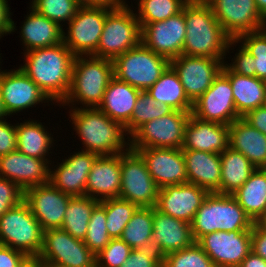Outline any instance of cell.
Segmentation results:
<instances>
[{"label":"cell","mask_w":266,"mask_h":267,"mask_svg":"<svg viewBox=\"0 0 266 267\" xmlns=\"http://www.w3.org/2000/svg\"><path fill=\"white\" fill-rule=\"evenodd\" d=\"M8 0H0V40L8 34L18 31L17 24L12 18L11 6Z\"/></svg>","instance_id":"f907efd6"},{"label":"cell","mask_w":266,"mask_h":267,"mask_svg":"<svg viewBox=\"0 0 266 267\" xmlns=\"http://www.w3.org/2000/svg\"><path fill=\"white\" fill-rule=\"evenodd\" d=\"M253 57L255 77L266 79V28L240 35L237 39Z\"/></svg>","instance_id":"ee69618b"},{"label":"cell","mask_w":266,"mask_h":267,"mask_svg":"<svg viewBox=\"0 0 266 267\" xmlns=\"http://www.w3.org/2000/svg\"><path fill=\"white\" fill-rule=\"evenodd\" d=\"M153 207H139L126 227L120 239L132 249L152 248Z\"/></svg>","instance_id":"8d00e7d4"},{"label":"cell","mask_w":266,"mask_h":267,"mask_svg":"<svg viewBox=\"0 0 266 267\" xmlns=\"http://www.w3.org/2000/svg\"><path fill=\"white\" fill-rule=\"evenodd\" d=\"M190 115L191 112L174 110L145 123L130 137V148H182Z\"/></svg>","instance_id":"8fae6325"},{"label":"cell","mask_w":266,"mask_h":267,"mask_svg":"<svg viewBox=\"0 0 266 267\" xmlns=\"http://www.w3.org/2000/svg\"><path fill=\"white\" fill-rule=\"evenodd\" d=\"M220 194L233 195L257 169L241 152L228 147L220 154Z\"/></svg>","instance_id":"d6a6232c"},{"label":"cell","mask_w":266,"mask_h":267,"mask_svg":"<svg viewBox=\"0 0 266 267\" xmlns=\"http://www.w3.org/2000/svg\"><path fill=\"white\" fill-rule=\"evenodd\" d=\"M113 77L112 60L93 55L76 56L70 88L59 108H98Z\"/></svg>","instance_id":"3957f363"},{"label":"cell","mask_w":266,"mask_h":267,"mask_svg":"<svg viewBox=\"0 0 266 267\" xmlns=\"http://www.w3.org/2000/svg\"><path fill=\"white\" fill-rule=\"evenodd\" d=\"M192 115L203 121L224 125L241 118L235 108L229 78L221 71L212 85L193 102Z\"/></svg>","instance_id":"2e32d148"},{"label":"cell","mask_w":266,"mask_h":267,"mask_svg":"<svg viewBox=\"0 0 266 267\" xmlns=\"http://www.w3.org/2000/svg\"><path fill=\"white\" fill-rule=\"evenodd\" d=\"M5 118L0 120V156L17 150V132L15 123Z\"/></svg>","instance_id":"681fc988"},{"label":"cell","mask_w":266,"mask_h":267,"mask_svg":"<svg viewBox=\"0 0 266 267\" xmlns=\"http://www.w3.org/2000/svg\"><path fill=\"white\" fill-rule=\"evenodd\" d=\"M186 23L182 54L204 56L225 61L226 48L231 40L207 4L188 2L183 7Z\"/></svg>","instance_id":"277c9868"},{"label":"cell","mask_w":266,"mask_h":267,"mask_svg":"<svg viewBox=\"0 0 266 267\" xmlns=\"http://www.w3.org/2000/svg\"><path fill=\"white\" fill-rule=\"evenodd\" d=\"M128 2L107 13L100 42L93 56L113 61L141 43V26Z\"/></svg>","instance_id":"8992f818"},{"label":"cell","mask_w":266,"mask_h":267,"mask_svg":"<svg viewBox=\"0 0 266 267\" xmlns=\"http://www.w3.org/2000/svg\"><path fill=\"white\" fill-rule=\"evenodd\" d=\"M234 47L237 49L235 50ZM229 53H233L235 56L232 55V57ZM226 58L229 59V61H227ZM224 65L231 72L248 77H255L254 57L236 40H230L228 42Z\"/></svg>","instance_id":"f6af8a7d"},{"label":"cell","mask_w":266,"mask_h":267,"mask_svg":"<svg viewBox=\"0 0 266 267\" xmlns=\"http://www.w3.org/2000/svg\"><path fill=\"white\" fill-rule=\"evenodd\" d=\"M136 7L131 6L140 24L159 22L172 17L182 11L184 0H133ZM135 7V9H134Z\"/></svg>","instance_id":"f35d334b"},{"label":"cell","mask_w":266,"mask_h":267,"mask_svg":"<svg viewBox=\"0 0 266 267\" xmlns=\"http://www.w3.org/2000/svg\"><path fill=\"white\" fill-rule=\"evenodd\" d=\"M152 248L163 258L164 256L185 249L195 240L191 224L169 216L153 207Z\"/></svg>","instance_id":"cb8c5ba5"},{"label":"cell","mask_w":266,"mask_h":267,"mask_svg":"<svg viewBox=\"0 0 266 267\" xmlns=\"http://www.w3.org/2000/svg\"><path fill=\"white\" fill-rule=\"evenodd\" d=\"M229 147V125L203 121L190 115L185 126L182 150L221 154Z\"/></svg>","instance_id":"484cf974"},{"label":"cell","mask_w":266,"mask_h":267,"mask_svg":"<svg viewBox=\"0 0 266 267\" xmlns=\"http://www.w3.org/2000/svg\"><path fill=\"white\" fill-rule=\"evenodd\" d=\"M253 222L266 214V168H257L233 194Z\"/></svg>","instance_id":"836d02e7"},{"label":"cell","mask_w":266,"mask_h":267,"mask_svg":"<svg viewBox=\"0 0 266 267\" xmlns=\"http://www.w3.org/2000/svg\"><path fill=\"white\" fill-rule=\"evenodd\" d=\"M258 223L266 229V214L258 221Z\"/></svg>","instance_id":"94428289"},{"label":"cell","mask_w":266,"mask_h":267,"mask_svg":"<svg viewBox=\"0 0 266 267\" xmlns=\"http://www.w3.org/2000/svg\"><path fill=\"white\" fill-rule=\"evenodd\" d=\"M99 201L89 196L71 197L65 211L61 229L76 239L84 240L93 209Z\"/></svg>","instance_id":"d590c367"},{"label":"cell","mask_w":266,"mask_h":267,"mask_svg":"<svg viewBox=\"0 0 266 267\" xmlns=\"http://www.w3.org/2000/svg\"><path fill=\"white\" fill-rule=\"evenodd\" d=\"M141 43L169 60L182 55L186 23L183 9L164 21L140 24Z\"/></svg>","instance_id":"d6986e66"},{"label":"cell","mask_w":266,"mask_h":267,"mask_svg":"<svg viewBox=\"0 0 266 267\" xmlns=\"http://www.w3.org/2000/svg\"><path fill=\"white\" fill-rule=\"evenodd\" d=\"M43 264L64 267H96V256L84 241L61 228L43 231V246L38 256Z\"/></svg>","instance_id":"7c38bea8"},{"label":"cell","mask_w":266,"mask_h":267,"mask_svg":"<svg viewBox=\"0 0 266 267\" xmlns=\"http://www.w3.org/2000/svg\"><path fill=\"white\" fill-rule=\"evenodd\" d=\"M131 251L132 248L120 238L111 239L107 246L96 255V267H121Z\"/></svg>","instance_id":"bcb514c9"},{"label":"cell","mask_w":266,"mask_h":267,"mask_svg":"<svg viewBox=\"0 0 266 267\" xmlns=\"http://www.w3.org/2000/svg\"><path fill=\"white\" fill-rule=\"evenodd\" d=\"M29 6L63 28L76 15L80 3L79 0H30Z\"/></svg>","instance_id":"60d3db41"},{"label":"cell","mask_w":266,"mask_h":267,"mask_svg":"<svg viewBox=\"0 0 266 267\" xmlns=\"http://www.w3.org/2000/svg\"><path fill=\"white\" fill-rule=\"evenodd\" d=\"M212 1H214V0H193V2H195V3L207 4V5H209Z\"/></svg>","instance_id":"6125c7cd"},{"label":"cell","mask_w":266,"mask_h":267,"mask_svg":"<svg viewBox=\"0 0 266 267\" xmlns=\"http://www.w3.org/2000/svg\"><path fill=\"white\" fill-rule=\"evenodd\" d=\"M209 192L192 183L159 189L156 208L169 216L192 223Z\"/></svg>","instance_id":"603a6c76"},{"label":"cell","mask_w":266,"mask_h":267,"mask_svg":"<svg viewBox=\"0 0 266 267\" xmlns=\"http://www.w3.org/2000/svg\"><path fill=\"white\" fill-rule=\"evenodd\" d=\"M254 222L233 195L209 193L191 223L197 242L202 236L216 231L252 230Z\"/></svg>","instance_id":"5b68a950"},{"label":"cell","mask_w":266,"mask_h":267,"mask_svg":"<svg viewBox=\"0 0 266 267\" xmlns=\"http://www.w3.org/2000/svg\"><path fill=\"white\" fill-rule=\"evenodd\" d=\"M75 137L82 145L79 150L98 156L123 153L130 148V137L124 126L109 118L98 108H66Z\"/></svg>","instance_id":"7a4b0ae2"},{"label":"cell","mask_w":266,"mask_h":267,"mask_svg":"<svg viewBox=\"0 0 266 267\" xmlns=\"http://www.w3.org/2000/svg\"><path fill=\"white\" fill-rule=\"evenodd\" d=\"M162 267H216L201 246L192 245L162 258Z\"/></svg>","instance_id":"7bdbcfd3"},{"label":"cell","mask_w":266,"mask_h":267,"mask_svg":"<svg viewBox=\"0 0 266 267\" xmlns=\"http://www.w3.org/2000/svg\"><path fill=\"white\" fill-rule=\"evenodd\" d=\"M121 267H162V257L154 248L132 249Z\"/></svg>","instance_id":"c3c4849f"},{"label":"cell","mask_w":266,"mask_h":267,"mask_svg":"<svg viewBox=\"0 0 266 267\" xmlns=\"http://www.w3.org/2000/svg\"><path fill=\"white\" fill-rule=\"evenodd\" d=\"M263 107H265L266 108V98H265V102H264V106Z\"/></svg>","instance_id":"003e7915"},{"label":"cell","mask_w":266,"mask_h":267,"mask_svg":"<svg viewBox=\"0 0 266 267\" xmlns=\"http://www.w3.org/2000/svg\"><path fill=\"white\" fill-rule=\"evenodd\" d=\"M24 21L19 26V38L23 45V52L51 47L63 42V28L54 21L37 13L28 6ZM21 28V29H20Z\"/></svg>","instance_id":"4316f807"},{"label":"cell","mask_w":266,"mask_h":267,"mask_svg":"<svg viewBox=\"0 0 266 267\" xmlns=\"http://www.w3.org/2000/svg\"><path fill=\"white\" fill-rule=\"evenodd\" d=\"M137 151L159 189L188 182L182 148H141Z\"/></svg>","instance_id":"44dd1931"},{"label":"cell","mask_w":266,"mask_h":267,"mask_svg":"<svg viewBox=\"0 0 266 267\" xmlns=\"http://www.w3.org/2000/svg\"><path fill=\"white\" fill-rule=\"evenodd\" d=\"M5 118H9V116L7 115V112L5 111V108L3 106L2 95L0 90V120H4Z\"/></svg>","instance_id":"91938a15"},{"label":"cell","mask_w":266,"mask_h":267,"mask_svg":"<svg viewBox=\"0 0 266 267\" xmlns=\"http://www.w3.org/2000/svg\"><path fill=\"white\" fill-rule=\"evenodd\" d=\"M51 159L27 156L19 150L0 156V177L15 182L23 191L50 183Z\"/></svg>","instance_id":"7402d4cb"},{"label":"cell","mask_w":266,"mask_h":267,"mask_svg":"<svg viewBox=\"0 0 266 267\" xmlns=\"http://www.w3.org/2000/svg\"><path fill=\"white\" fill-rule=\"evenodd\" d=\"M71 197L51 183L33 186L24 191V201L29 205L43 231L62 227Z\"/></svg>","instance_id":"ffe728a7"},{"label":"cell","mask_w":266,"mask_h":267,"mask_svg":"<svg viewBox=\"0 0 266 267\" xmlns=\"http://www.w3.org/2000/svg\"><path fill=\"white\" fill-rule=\"evenodd\" d=\"M77 150V151H75ZM62 161L50 163V183L72 197L85 196L88 174L98 155L75 149ZM57 163V164H55Z\"/></svg>","instance_id":"ac0fdd59"},{"label":"cell","mask_w":266,"mask_h":267,"mask_svg":"<svg viewBox=\"0 0 266 267\" xmlns=\"http://www.w3.org/2000/svg\"><path fill=\"white\" fill-rule=\"evenodd\" d=\"M188 183L195 184L209 193L220 194V154L206 151L182 150Z\"/></svg>","instance_id":"f1b7e54d"},{"label":"cell","mask_w":266,"mask_h":267,"mask_svg":"<svg viewBox=\"0 0 266 267\" xmlns=\"http://www.w3.org/2000/svg\"><path fill=\"white\" fill-rule=\"evenodd\" d=\"M229 147L241 152L256 168H266V135L242 117L229 125Z\"/></svg>","instance_id":"f546056e"},{"label":"cell","mask_w":266,"mask_h":267,"mask_svg":"<svg viewBox=\"0 0 266 267\" xmlns=\"http://www.w3.org/2000/svg\"><path fill=\"white\" fill-rule=\"evenodd\" d=\"M223 65L224 62L216 58L183 54L170 60V66L177 73L184 92L192 103L212 85Z\"/></svg>","instance_id":"9a60e30c"},{"label":"cell","mask_w":266,"mask_h":267,"mask_svg":"<svg viewBox=\"0 0 266 267\" xmlns=\"http://www.w3.org/2000/svg\"><path fill=\"white\" fill-rule=\"evenodd\" d=\"M197 243L216 267H238L251 252V230L216 231L202 236Z\"/></svg>","instance_id":"e0dca14e"},{"label":"cell","mask_w":266,"mask_h":267,"mask_svg":"<svg viewBox=\"0 0 266 267\" xmlns=\"http://www.w3.org/2000/svg\"><path fill=\"white\" fill-rule=\"evenodd\" d=\"M1 55H2V53H0V70L3 69V68H2V67H3V66H2V65H3V63H2V62H3V59H2V56H1ZM1 60H2V61H1ZM1 64H2V65H1Z\"/></svg>","instance_id":"e7e4bbea"},{"label":"cell","mask_w":266,"mask_h":267,"mask_svg":"<svg viewBox=\"0 0 266 267\" xmlns=\"http://www.w3.org/2000/svg\"><path fill=\"white\" fill-rule=\"evenodd\" d=\"M99 204L106 210V227L111 239L121 237L123 229L139 208L132 202L119 197L99 201Z\"/></svg>","instance_id":"ab89813d"},{"label":"cell","mask_w":266,"mask_h":267,"mask_svg":"<svg viewBox=\"0 0 266 267\" xmlns=\"http://www.w3.org/2000/svg\"><path fill=\"white\" fill-rule=\"evenodd\" d=\"M121 178V153L98 156L87 177L85 196L98 201L118 198Z\"/></svg>","instance_id":"d4e9b609"},{"label":"cell","mask_w":266,"mask_h":267,"mask_svg":"<svg viewBox=\"0 0 266 267\" xmlns=\"http://www.w3.org/2000/svg\"><path fill=\"white\" fill-rule=\"evenodd\" d=\"M248 124L266 135V108L258 107L242 117Z\"/></svg>","instance_id":"db71d44e"},{"label":"cell","mask_w":266,"mask_h":267,"mask_svg":"<svg viewBox=\"0 0 266 267\" xmlns=\"http://www.w3.org/2000/svg\"><path fill=\"white\" fill-rule=\"evenodd\" d=\"M0 90L3 106L10 119L15 114L18 115L20 112L26 110L28 112V110L36 108L38 104L45 107L50 105L53 107L54 105L37 84L19 67L0 70Z\"/></svg>","instance_id":"4fadbf2b"},{"label":"cell","mask_w":266,"mask_h":267,"mask_svg":"<svg viewBox=\"0 0 266 267\" xmlns=\"http://www.w3.org/2000/svg\"><path fill=\"white\" fill-rule=\"evenodd\" d=\"M114 77L146 91L170 66V60L156 54L142 43L113 60Z\"/></svg>","instance_id":"ba28073f"},{"label":"cell","mask_w":266,"mask_h":267,"mask_svg":"<svg viewBox=\"0 0 266 267\" xmlns=\"http://www.w3.org/2000/svg\"><path fill=\"white\" fill-rule=\"evenodd\" d=\"M21 121L20 123L17 121L15 124L17 150L30 157L52 159V153H55L54 149L56 148L54 145L58 147V144L56 145L58 140L53 137L55 132H51L53 129H48L44 122L42 123L34 118L29 117Z\"/></svg>","instance_id":"83f0119b"},{"label":"cell","mask_w":266,"mask_h":267,"mask_svg":"<svg viewBox=\"0 0 266 267\" xmlns=\"http://www.w3.org/2000/svg\"><path fill=\"white\" fill-rule=\"evenodd\" d=\"M255 3L260 14L266 19V0H255Z\"/></svg>","instance_id":"680465c9"},{"label":"cell","mask_w":266,"mask_h":267,"mask_svg":"<svg viewBox=\"0 0 266 267\" xmlns=\"http://www.w3.org/2000/svg\"><path fill=\"white\" fill-rule=\"evenodd\" d=\"M238 267H266V260L251 251Z\"/></svg>","instance_id":"9f6ffc18"},{"label":"cell","mask_w":266,"mask_h":267,"mask_svg":"<svg viewBox=\"0 0 266 267\" xmlns=\"http://www.w3.org/2000/svg\"><path fill=\"white\" fill-rule=\"evenodd\" d=\"M24 200V191L9 179L0 177V217Z\"/></svg>","instance_id":"7dc6e473"},{"label":"cell","mask_w":266,"mask_h":267,"mask_svg":"<svg viewBox=\"0 0 266 267\" xmlns=\"http://www.w3.org/2000/svg\"><path fill=\"white\" fill-rule=\"evenodd\" d=\"M186 3L193 2V0H184Z\"/></svg>","instance_id":"03108f58"},{"label":"cell","mask_w":266,"mask_h":267,"mask_svg":"<svg viewBox=\"0 0 266 267\" xmlns=\"http://www.w3.org/2000/svg\"><path fill=\"white\" fill-rule=\"evenodd\" d=\"M0 245L38 257L43 246V230L23 200L0 217Z\"/></svg>","instance_id":"52a82bcc"},{"label":"cell","mask_w":266,"mask_h":267,"mask_svg":"<svg viewBox=\"0 0 266 267\" xmlns=\"http://www.w3.org/2000/svg\"><path fill=\"white\" fill-rule=\"evenodd\" d=\"M121 188L119 198L138 207H155L159 187L153 180L142 156L129 148L121 153Z\"/></svg>","instance_id":"9c48e42d"},{"label":"cell","mask_w":266,"mask_h":267,"mask_svg":"<svg viewBox=\"0 0 266 267\" xmlns=\"http://www.w3.org/2000/svg\"><path fill=\"white\" fill-rule=\"evenodd\" d=\"M209 5L231 40L265 28L266 19L258 11L255 0H214Z\"/></svg>","instance_id":"5bb4252c"},{"label":"cell","mask_w":266,"mask_h":267,"mask_svg":"<svg viewBox=\"0 0 266 267\" xmlns=\"http://www.w3.org/2000/svg\"><path fill=\"white\" fill-rule=\"evenodd\" d=\"M26 258L21 251L0 245V267H19Z\"/></svg>","instance_id":"f5cc1de1"},{"label":"cell","mask_w":266,"mask_h":267,"mask_svg":"<svg viewBox=\"0 0 266 267\" xmlns=\"http://www.w3.org/2000/svg\"><path fill=\"white\" fill-rule=\"evenodd\" d=\"M21 54L24 60L19 68L37 84L56 108L68 94L76 56L63 42Z\"/></svg>","instance_id":"6da1fadb"},{"label":"cell","mask_w":266,"mask_h":267,"mask_svg":"<svg viewBox=\"0 0 266 267\" xmlns=\"http://www.w3.org/2000/svg\"><path fill=\"white\" fill-rule=\"evenodd\" d=\"M127 0H79L80 6L105 7L116 9L123 6Z\"/></svg>","instance_id":"11a10c76"},{"label":"cell","mask_w":266,"mask_h":267,"mask_svg":"<svg viewBox=\"0 0 266 267\" xmlns=\"http://www.w3.org/2000/svg\"><path fill=\"white\" fill-rule=\"evenodd\" d=\"M174 109L167 104L153 99L147 91H141L137 97L130 121L124 126L126 133L131 137L145 123L168 115Z\"/></svg>","instance_id":"74e56055"},{"label":"cell","mask_w":266,"mask_h":267,"mask_svg":"<svg viewBox=\"0 0 266 267\" xmlns=\"http://www.w3.org/2000/svg\"><path fill=\"white\" fill-rule=\"evenodd\" d=\"M146 91L153 99L169 105L174 110L192 112L193 103L186 96L182 83L171 66Z\"/></svg>","instance_id":"e575fe53"},{"label":"cell","mask_w":266,"mask_h":267,"mask_svg":"<svg viewBox=\"0 0 266 267\" xmlns=\"http://www.w3.org/2000/svg\"><path fill=\"white\" fill-rule=\"evenodd\" d=\"M141 90L113 77L98 109L114 121L125 126L131 119Z\"/></svg>","instance_id":"4dcf8cb0"},{"label":"cell","mask_w":266,"mask_h":267,"mask_svg":"<svg viewBox=\"0 0 266 267\" xmlns=\"http://www.w3.org/2000/svg\"><path fill=\"white\" fill-rule=\"evenodd\" d=\"M251 251L266 260V229L254 222L251 230Z\"/></svg>","instance_id":"816d5d0a"},{"label":"cell","mask_w":266,"mask_h":267,"mask_svg":"<svg viewBox=\"0 0 266 267\" xmlns=\"http://www.w3.org/2000/svg\"><path fill=\"white\" fill-rule=\"evenodd\" d=\"M43 267H64V266L55 265V264H43Z\"/></svg>","instance_id":"be15d7a7"},{"label":"cell","mask_w":266,"mask_h":267,"mask_svg":"<svg viewBox=\"0 0 266 267\" xmlns=\"http://www.w3.org/2000/svg\"><path fill=\"white\" fill-rule=\"evenodd\" d=\"M105 7L80 6L63 28V43L75 55H92L100 42L107 13Z\"/></svg>","instance_id":"30bf717a"},{"label":"cell","mask_w":266,"mask_h":267,"mask_svg":"<svg viewBox=\"0 0 266 267\" xmlns=\"http://www.w3.org/2000/svg\"><path fill=\"white\" fill-rule=\"evenodd\" d=\"M222 72L229 78L235 108L240 117L249 111L263 107L266 98L265 80L231 72L223 65Z\"/></svg>","instance_id":"1f68e13d"},{"label":"cell","mask_w":266,"mask_h":267,"mask_svg":"<svg viewBox=\"0 0 266 267\" xmlns=\"http://www.w3.org/2000/svg\"><path fill=\"white\" fill-rule=\"evenodd\" d=\"M111 237L108 235L106 227V210L98 204L91 214L87 235L83 240L85 245L96 256L110 242Z\"/></svg>","instance_id":"b9f144b4"},{"label":"cell","mask_w":266,"mask_h":267,"mask_svg":"<svg viewBox=\"0 0 266 267\" xmlns=\"http://www.w3.org/2000/svg\"><path fill=\"white\" fill-rule=\"evenodd\" d=\"M19 267H43L38 257H27Z\"/></svg>","instance_id":"6f0895ef"}]
</instances>
